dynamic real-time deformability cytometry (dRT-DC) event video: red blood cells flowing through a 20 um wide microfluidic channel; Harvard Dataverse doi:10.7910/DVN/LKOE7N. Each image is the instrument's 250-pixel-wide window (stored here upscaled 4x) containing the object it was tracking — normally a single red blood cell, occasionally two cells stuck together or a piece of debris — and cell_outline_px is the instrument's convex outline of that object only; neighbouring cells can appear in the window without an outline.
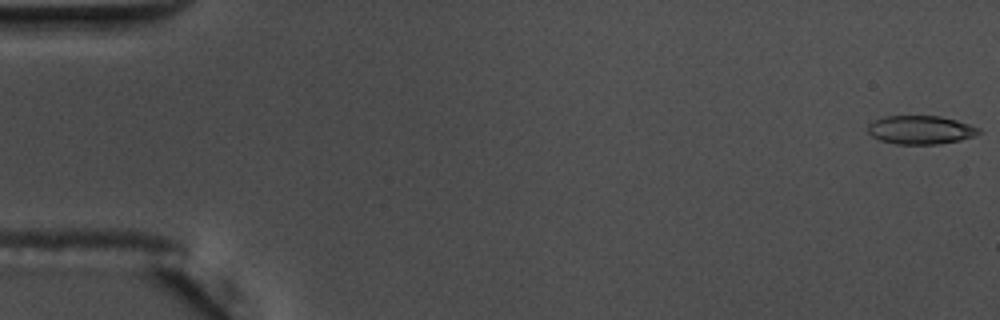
{"species": "common noctule bat (a hibernating species)", "species_latin": "Nyctalus noctula", "temperature_condition": "warm", "stored_images_in_passage": 56, "camera_frame_rate_fps": 3000, "um_per_image_px": 0.085, "animal": {"sex": "male", "body_mass_g": 17.5, "forearm_length_mm": 52.3}, "frame": {"image": 1, "passage_image": 1, "time_ms": 0.0, "image_size_px": [1000, 320], "cell_outline_px": [[984, 132], [960, 140], [940, 144], [896, 144], [880, 140], [872, 136], [868, 132], [868, 124], [872, 120], [884, 116], [940, 116], [956, 120], [980, 128]], "centroid_in_image_um": [78.24, 11.04], "position_along_channel_um": 6.8, "area_um2": 18.55}}
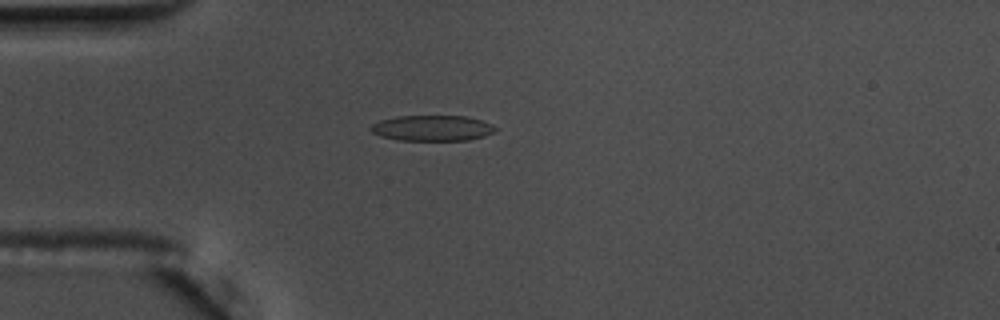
{"frame": {"image": 2, "passage_image": 16, "time_ms": 5.0, "image_size_px": [1000, 320], "cell_outline_px": [[496, 132], [484, 136], [468, 140], [400, 140], [380, 136], [372, 132], [368, 128], [372, 124], [380, 120], [396, 116], [468, 116], [492, 124], [496, 128]], "centroid_in_image_um": [36.74, 10.88], "position_along_channel_um": 48.3, "area_um2": 18.67}}
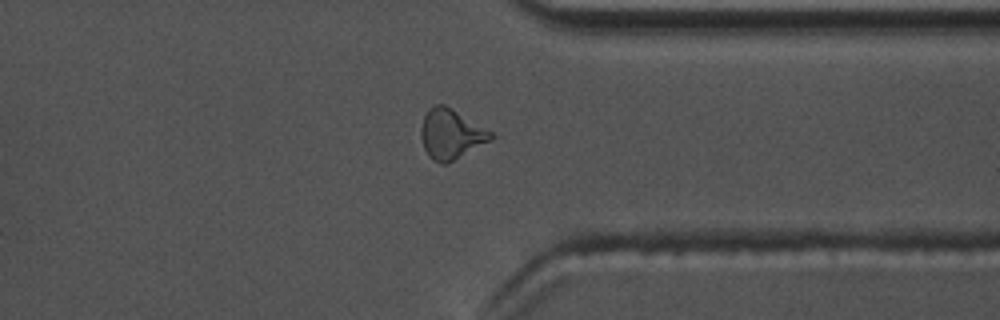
{"frame": {"image": 3, "passage_image": 44, "time_ms": 14.333, "image_size_px": [1000, 320], "cell_outline_px": [[496, 136], [492, 140], [448, 164], [440, 164], [432, 160], [428, 156], [424, 148], [420, 136], [420, 128], [424, 116], [428, 108], [436, 104], [444, 104], [452, 108], [492, 132]], "centroid_in_image_um": [38.32, 11.42], "position_along_channel_um": 373.1, "area_um2": 20.63}, "authors_computed_cell_mechanics": {"area_um2": 18.6694, "velocity_mm_per_s": 3.6579, "shape_relaxation_time_tau1_ms": 6.6652, "shape_relaxation_time_tau2_ms": 1.9043, "deformation_change_tau1": 0.1902, "deformation_change_tau2": 0.0845}}